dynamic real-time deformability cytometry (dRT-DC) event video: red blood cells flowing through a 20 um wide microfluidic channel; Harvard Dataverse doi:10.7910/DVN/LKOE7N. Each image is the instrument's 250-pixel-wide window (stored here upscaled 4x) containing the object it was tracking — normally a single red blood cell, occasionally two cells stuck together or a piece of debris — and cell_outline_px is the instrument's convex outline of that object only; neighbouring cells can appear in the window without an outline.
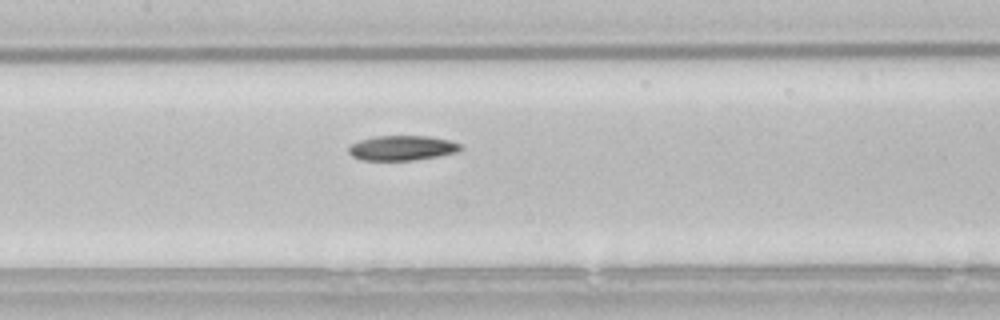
{"species": "common noctule bat (a hibernating species)", "species_latin": "Nyctalus noctula", "temperature_condition": "room temperature", "stored_images_in_passage": 32, "camera_frame_rate_fps": 3000, "um_per_image_px": 0.085, "animal": {"sex": "male", "body_mass_g": 21.5, "forearm_length_mm": 52.0}, "frame": {"image": 1, "passage_image": 14, "time_ms": 4.333, "image_size_px": [1000, 320], "cell_outline_px": [[464, 148], [456, 152], [436, 156], [412, 160], [360, 160], [352, 156], [348, 152], [348, 148], [352, 144], [360, 140], [376, 136], [428, 136], [448, 140], [460, 144]], "centroid_in_image_um": [34.15, 12.58], "position_along_channel_um": 173.2, "area_um2": 16.07}}
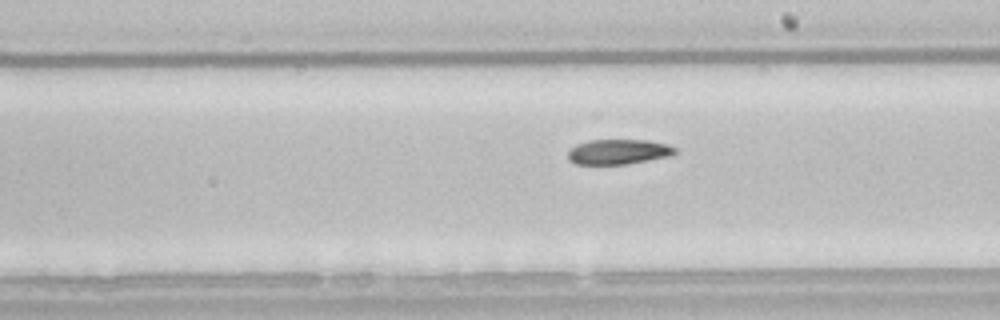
{"frame": {"image": 2, "passage_image": 19, "time_ms": 6.0, "image_size_px": [1000, 320], "cell_outline_px": [[676, 152], [668, 156], [648, 160], [624, 164], [576, 164], [568, 160], [568, 152], [576, 144], [588, 140], [648, 140], [668, 144], [676, 148]], "centroid_in_image_um": [52.54, 12.89], "position_along_channel_um": 236.5, "area_um2": 15.55}}